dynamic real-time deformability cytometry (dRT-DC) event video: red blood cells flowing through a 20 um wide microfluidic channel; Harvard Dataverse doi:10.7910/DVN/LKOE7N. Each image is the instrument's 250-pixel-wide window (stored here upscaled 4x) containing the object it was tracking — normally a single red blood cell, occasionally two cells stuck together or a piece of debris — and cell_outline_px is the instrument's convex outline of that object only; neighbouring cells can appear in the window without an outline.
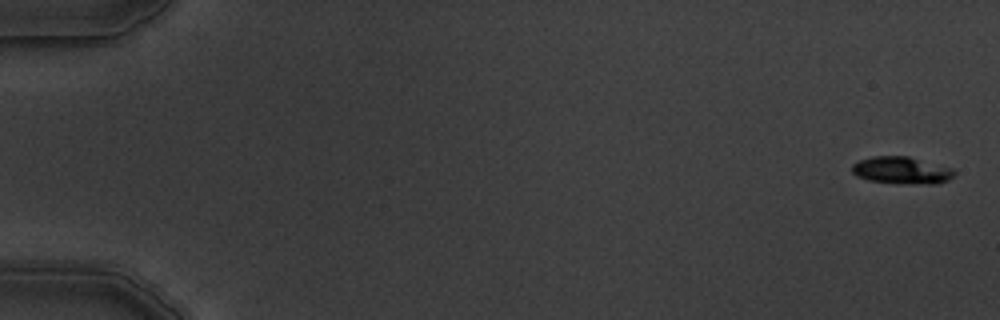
{"species": "common noctule bat (a hibernating species)", "species_latin": "Nyctalus noctula", "temperature_condition": "warm", "stored_images_in_passage": 10, "camera_frame_rate_fps": 3000, "um_per_image_px": 0.085, "animal": {"sex": "male", "body_mass_g": 19.5, "forearm_length_mm": 54.6}, "frame": {"image": 1, "passage_image": 1, "time_ms": 0.0, "image_size_px": [1000, 320], "cell_outline_px": [[956, 172], [948, 180], [936, 184], [904, 184], [868, 180], [856, 176], [852, 172], [852, 164], [860, 160], [872, 156], [908, 156], [952, 168]], "centroid_in_image_um": [76.63, 14.48], "position_along_channel_um": 8.4, "area_um2": 16.24}}
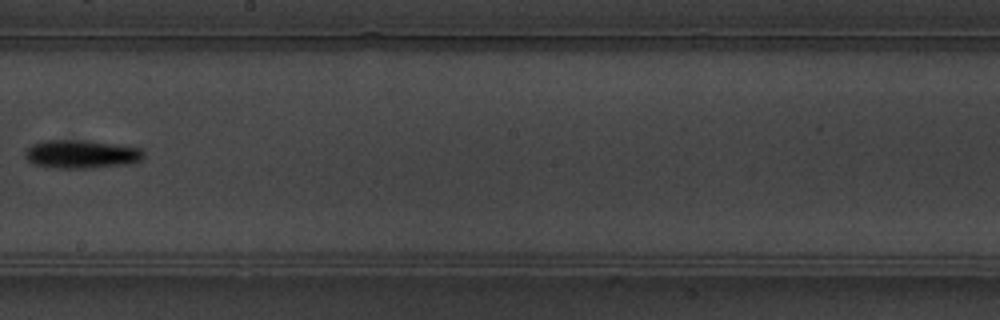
{"frame": {"image": 2, "passage_image": 10, "time_ms": 10.333, "image_size_px": [1000, 320], "cell_outline_px": [[144, 156], [140, 160], [132, 164], [92, 168], [56, 168], [32, 164], [24, 156], [24, 152], [32, 144], [44, 140], [76, 140], [112, 144], [144, 148]], "centroid_in_image_um": [6.92, 13.12], "position_along_channel_um": 241.3, "area_um2": 19.71}}